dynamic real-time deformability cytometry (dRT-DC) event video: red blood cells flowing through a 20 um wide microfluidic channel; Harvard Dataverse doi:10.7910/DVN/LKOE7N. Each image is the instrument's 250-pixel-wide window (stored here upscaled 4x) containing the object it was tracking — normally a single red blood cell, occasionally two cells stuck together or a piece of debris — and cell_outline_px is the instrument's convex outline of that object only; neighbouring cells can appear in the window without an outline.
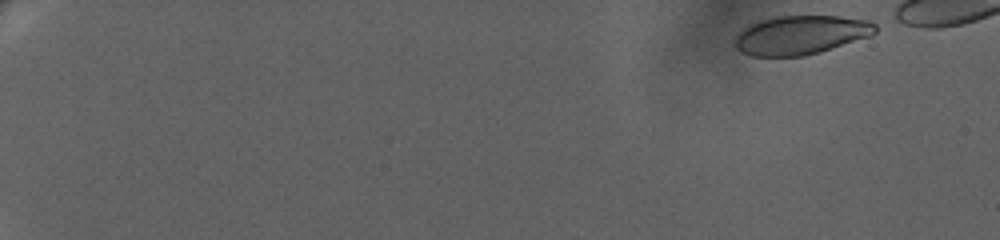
{"species": "human", "species_latin": "Homo sapiens", "temperature_condition": "warm", "stored_images_in_passage": 61, "camera_frame_rate_fps": 3000, "um_per_image_px": 0.085, "donor": {"sex": "female"}, "frame": {"image": 1, "passage_image": 1, "time_ms": 0.0, "image_size_px": [1000, 240], "cell_outline_px": [[876, 32], [872, 36], [820, 52], [804, 56], [752, 56], [736, 48], [736, 36], [748, 24], [760, 20], [776, 16], [840, 16], [872, 20], [876, 24]], "centroid_in_image_um": [68.13, 2.96], "position_along_channel_um": 16.9, "area_um2": 32.02}}
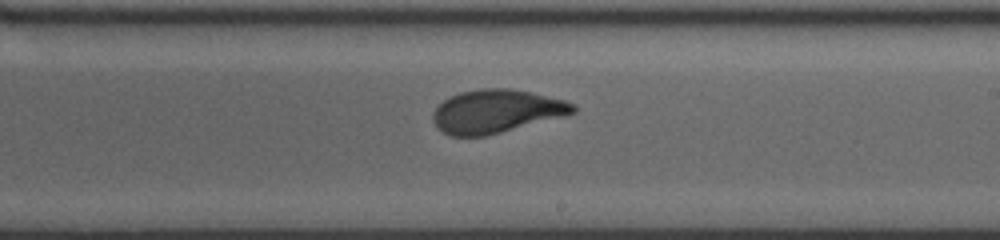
{"frame": {"image": 2, "passage_image": 40, "time_ms": 13.0, "image_size_px": [1000, 240], "cell_outline_px": [[576, 112], [564, 116], [484, 136], [452, 136], [436, 128], [432, 120], [432, 112], [444, 100], [460, 92], [480, 88], [512, 88], [564, 100], [576, 104]], "centroid_in_image_um": [42.17, 9.45], "position_along_channel_um": 246.8, "area_um2": 35.2}}
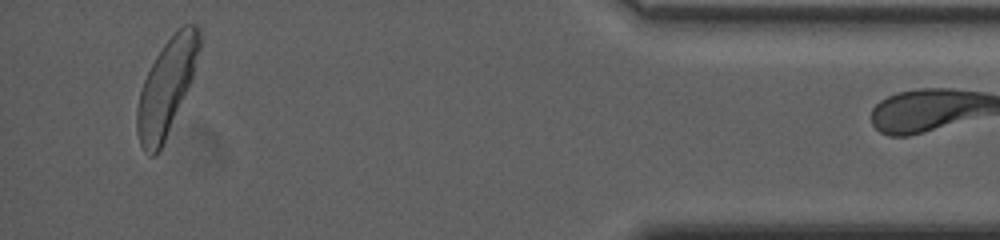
{"frame": {"image": 3, "passage_image": 60, "time_ms": 19.667, "image_size_px": [1000, 240], "cell_outline_px": [[200, 48], [192, 76], [164, 140], [156, 156], [148, 156], [144, 152], [140, 144], [136, 132], [136, 108], [140, 92], [144, 80], [156, 56], [164, 44], [184, 24], [196, 24], [200, 28]], "centroid_in_image_um": [14.12, 7.42], "position_along_channel_um": 421.1, "area_um2": 33.81}}